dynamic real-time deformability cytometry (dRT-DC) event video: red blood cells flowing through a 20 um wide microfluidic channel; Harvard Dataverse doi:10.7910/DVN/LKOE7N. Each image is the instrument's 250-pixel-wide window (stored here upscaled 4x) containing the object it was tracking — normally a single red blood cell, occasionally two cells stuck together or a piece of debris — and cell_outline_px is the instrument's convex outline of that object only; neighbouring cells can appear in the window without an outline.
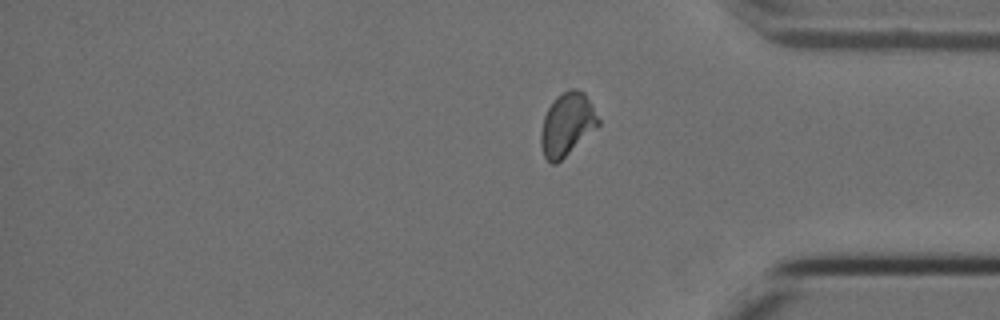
{"species": "Egyptian fruit bat (a non-hibernating species)", "species_latin": "Rousettus aegyptiacus", "temperature_condition": "cold", "stored_images_in_passage": 17, "camera_frame_rate_fps": 3000, "um_per_image_px": 0.085, "animal": {"sex": "female"}, "frame": {"image": 1, "passage_image": 17, "time_ms": 5.333, "image_size_px": [1000, 320], "cell_outline_px": [[600, 124], [556, 164], [552, 164], [544, 156], [540, 144], [540, 132], [544, 116], [552, 100], [556, 96], [568, 88], [576, 88], [584, 92], [592, 104], [600, 120]], "centroid_in_image_um": [48.18, 10.53], "position_along_channel_um": 387.0, "area_um2": 21.04}}